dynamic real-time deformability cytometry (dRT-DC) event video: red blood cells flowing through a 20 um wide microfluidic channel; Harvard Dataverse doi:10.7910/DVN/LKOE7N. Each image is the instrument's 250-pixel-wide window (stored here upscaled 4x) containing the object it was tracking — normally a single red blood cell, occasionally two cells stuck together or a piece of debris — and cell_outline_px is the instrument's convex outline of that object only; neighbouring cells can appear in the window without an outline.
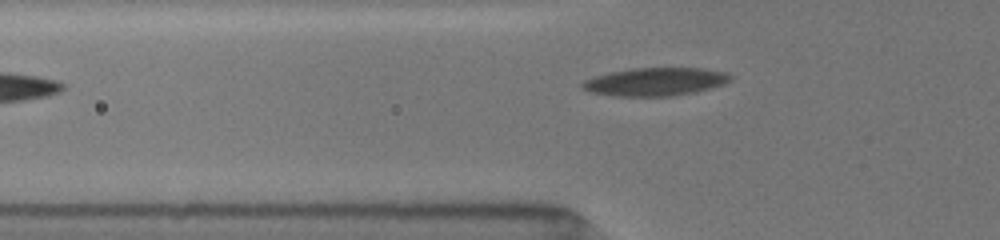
{"species": "common noctule bat (a hibernating species)", "species_latin": "Nyctalus noctula", "temperature_condition": "room temperature", "stored_images_in_passage": 36, "camera_frame_rate_fps": 3000, "um_per_image_px": 0.085, "animal": {"sex": "female", "body_mass_g": 19.5, "forearm_length_mm": 54.1}, "frame": {"image": 1, "passage_image": 2, "time_ms": 0.333, "image_size_px": [1000, 240], "cell_outline_px": [[732, 80], [724, 84], [696, 92], [672, 96], [616, 96], [592, 92], [580, 88], [580, 84], [584, 80], [608, 72], [632, 68], [700, 68], [724, 72], [732, 76]], "centroid_in_image_um": [55.69, 6.95], "position_along_channel_um": 70.1, "area_um2": 24.28}}
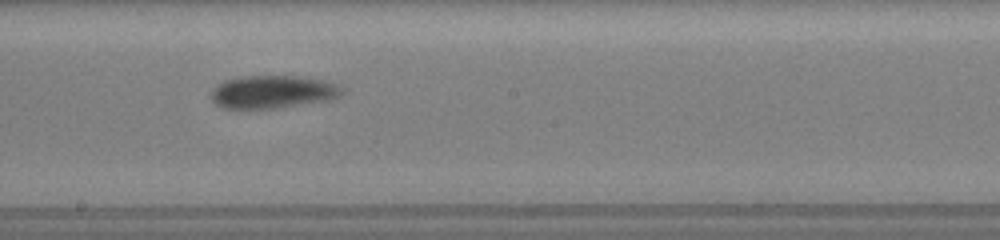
{"frame": {"image": 2, "passage_image": 14, "time_ms": 4.333, "image_size_px": [1000, 240], "cell_outline_px": [[344, 92], [340, 96], [328, 100], [272, 108], [224, 108], [216, 104], [212, 100], [212, 88], [224, 80], [240, 76], [308, 76], [336, 84], [344, 88]], "centroid_in_image_um": [23.19, 7.79], "position_along_channel_um": 225.0, "area_um2": 25.03}}
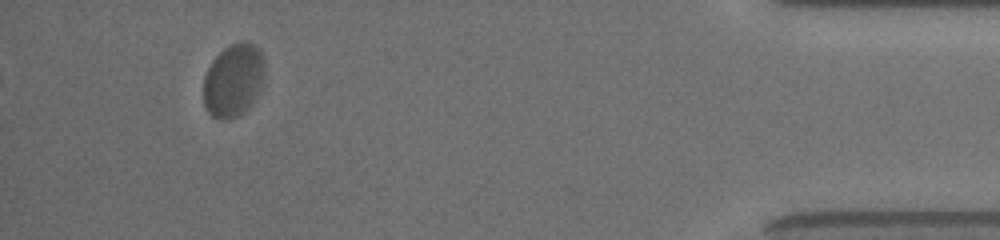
{"frame": {"image": 3, "passage_image": 33, "time_ms": 10.667, "image_size_px": [1000, 240], "cell_outline_px": [[264, 72], [252, 104], [244, 112], [236, 116], [224, 120], [220, 120], [212, 116], [208, 112], [204, 104], [204, 76], [212, 60], [224, 48], [232, 44], [244, 40], [256, 44], [260, 48], [264, 60]], "centroid_in_image_um": [19.83, 6.79], "position_along_channel_um": 415.4, "area_um2": 25.95}, "authors_computed_cell_mechanics": {"area_um2": 25.1141, "velocity_mm_per_s": 3.9051, "shape_relaxation_time_tau1_ms": 10.5153, "shape_relaxation_time_tau2_ms": null, "deformation_change_tau1": 0.2073, "deformation_change_tau2": null}}